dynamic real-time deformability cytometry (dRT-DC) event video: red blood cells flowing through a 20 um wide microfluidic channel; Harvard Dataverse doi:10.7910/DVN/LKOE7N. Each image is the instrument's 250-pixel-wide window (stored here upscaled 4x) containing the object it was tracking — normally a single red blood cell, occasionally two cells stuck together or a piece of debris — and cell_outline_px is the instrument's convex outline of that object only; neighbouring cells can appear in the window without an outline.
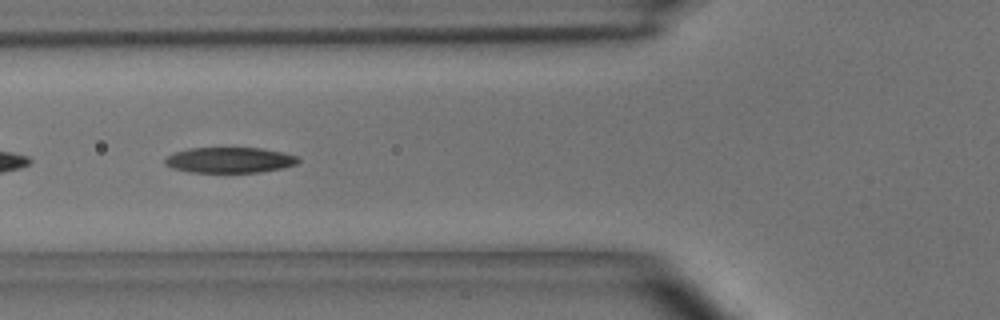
{"species": "common noctule bat (a hibernating species)", "species_latin": "Nyctalus noctula", "temperature_condition": "room temperature", "stored_images_in_passage": 16, "camera_frame_rate_fps": 3000, "um_per_image_px": 0.085, "animal": {"sex": "male", "body_mass_g": 15.6}, "frame": {"image": 1, "passage_image": 5, "time_ms": 1.333, "image_size_px": [1000, 320], "cell_outline_px": [[300, 160], [296, 164], [284, 168], [260, 172], [188, 172], [172, 168], [164, 164], [164, 160], [172, 152], [188, 148], [264, 148], [284, 152], [300, 156]], "centroid_in_image_um": [19.54, 13.6], "position_along_channel_um": 106.3, "area_um2": 20.17}}